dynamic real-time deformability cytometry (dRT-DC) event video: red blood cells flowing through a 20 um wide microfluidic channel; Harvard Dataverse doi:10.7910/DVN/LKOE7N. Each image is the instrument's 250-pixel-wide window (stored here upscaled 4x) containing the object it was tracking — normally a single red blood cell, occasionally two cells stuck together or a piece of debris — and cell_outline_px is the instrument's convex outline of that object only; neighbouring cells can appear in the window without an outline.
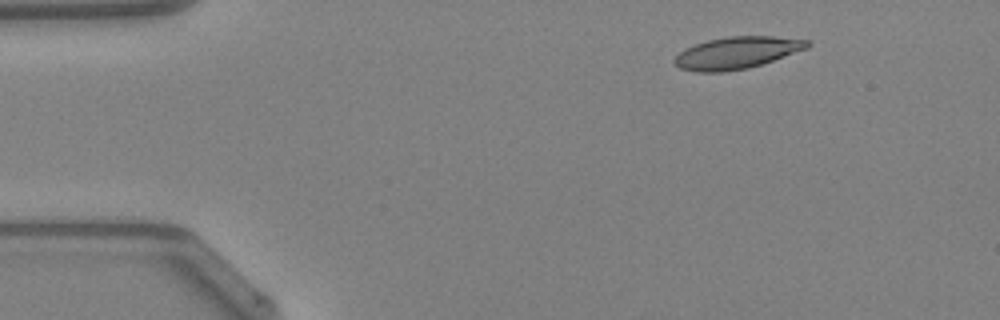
{"species": "Egyptian fruit bat (a non-hibernating species)", "species_latin": "Rousettus aegyptiacus", "temperature_condition": "warm", "stored_images_in_passage": 42, "camera_frame_rate_fps": 3000, "um_per_image_px": 0.085, "animal": {"sex": "female"}, "frame": {"image": 1, "passage_image": 1, "time_ms": 0.0, "image_size_px": [1000, 320], "cell_outline_px": [[812, 44], [808, 48], [748, 68], [720, 72], [696, 72], [680, 68], [672, 60], [684, 48], [708, 40], [728, 36], [772, 36], [812, 40]], "centroid_in_image_um": [62.64, 4.48], "position_along_channel_um": 22.4, "area_um2": 24.68}}
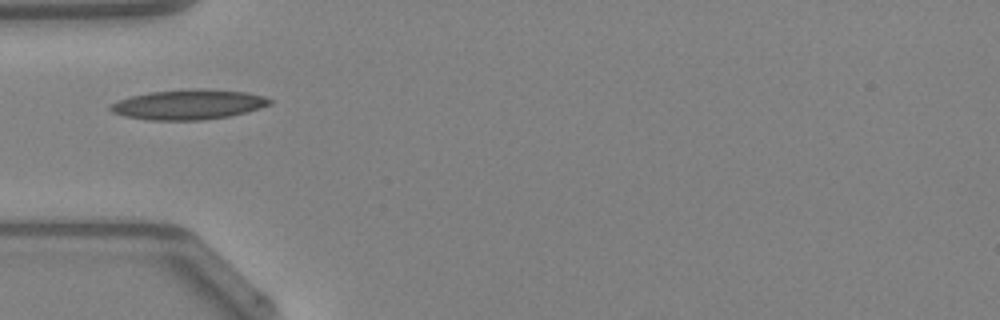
{"frame": {"image": 2, "passage_image": 10, "time_ms": 3.0, "image_size_px": [1000, 320], "cell_outline_px": [[272, 104], [260, 108], [228, 116], [200, 120], [148, 120], [124, 116], [112, 112], [108, 108], [112, 104], [120, 100], [132, 96], [152, 92], [196, 88], [200, 88], [248, 92], [264, 96], [272, 100]], "centroid_in_image_um": [16.05, 8.88], "position_along_channel_um": 69.0, "area_um2": 27.63}}
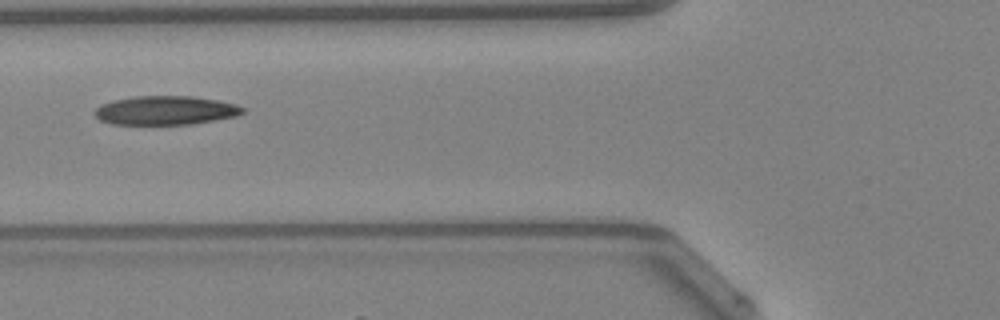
{"frame": {"image": 3, "passage_image": 13, "time_ms": 4.0, "image_size_px": [1000, 320], "cell_outline_px": [[244, 112], [236, 116], [192, 124], [112, 124], [100, 120], [92, 112], [100, 104], [112, 100], [136, 96], [192, 96], [216, 100], [236, 104], [244, 108]], "centroid_in_image_um": [14.03, 9.38], "position_along_channel_um": 111.8, "area_um2": 24.91}, "authors_computed_cell_mechanics": {"area_um2": 24.7673, "velocity_mm_per_s": 4.2689, "shape_relaxation_time_tau1_ms": null, "shape_relaxation_time_tau2_ms": 4.2873, "deformation_change_tau1": null, "deformation_change_tau2": 0.1067}}